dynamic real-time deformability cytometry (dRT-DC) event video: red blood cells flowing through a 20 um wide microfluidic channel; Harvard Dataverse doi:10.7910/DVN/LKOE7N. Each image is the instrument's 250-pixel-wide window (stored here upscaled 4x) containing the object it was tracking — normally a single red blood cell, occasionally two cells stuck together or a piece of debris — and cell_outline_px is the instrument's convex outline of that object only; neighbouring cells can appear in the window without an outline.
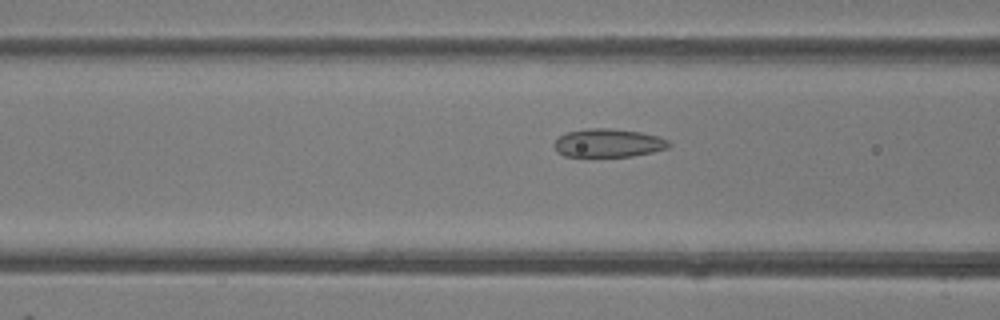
{"species": "common noctule bat (a hibernating species)", "species_latin": "Nyctalus noctula", "temperature_condition": "room temperature", "stored_images_in_passage": 50, "camera_frame_rate_fps": 3000, "um_per_image_px": 0.085, "animal": {"sex": "female"}, "frame": {"image": 1, "passage_image": 20, "time_ms": 6.333, "image_size_px": [1000, 320], "cell_outline_px": [[672, 144], [668, 148], [652, 152], [632, 156], [564, 156], [556, 152], [552, 144], [560, 136], [568, 132], [588, 128], [612, 128], [640, 132], [656, 136], [668, 140]], "centroid_in_image_um": [51.69, 12.15], "position_along_channel_um": 114.9, "area_um2": 18.96}}
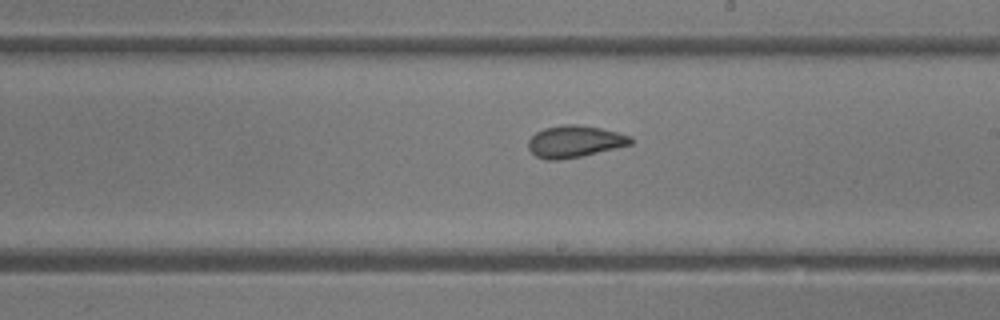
{"frame": {"image": 2, "passage_image": 29, "time_ms": 9.333, "image_size_px": [1000, 320], "cell_outline_px": [[632, 144], [616, 148], [580, 156], [560, 160], [544, 160], [536, 156], [528, 148], [528, 140], [536, 132], [544, 128], [564, 124], [576, 124], [600, 128], [632, 136]], "centroid_in_image_um": [48.83, 12.03], "position_along_channel_um": 240.2, "area_um2": 18.96}}
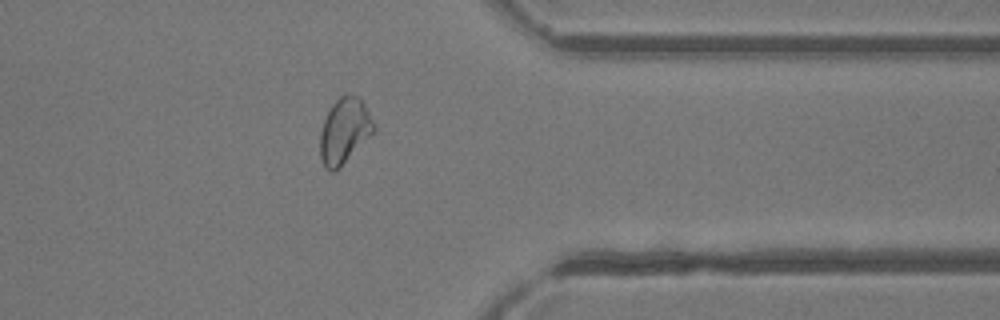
{"frame": {"image": 3, "passage_image": 40, "time_ms": 13.0, "image_size_px": [1000, 320], "cell_outline_px": [[376, 128], [340, 168], [336, 172], [332, 172], [324, 168], [320, 156], [320, 132], [324, 120], [332, 104], [340, 96], [348, 92], [356, 96], [364, 104]], "centroid_in_image_um": [29.24, 11.14], "position_along_channel_um": 382.2, "area_um2": 20.29}, "authors_computed_cell_mechanics": {"area_um2": 20.7213, "velocity_mm_per_s": 4.161, "shape_relaxation_time_tau1_ms": null, "shape_relaxation_time_tau2_ms": 1.0483, "deformation_change_tau1": null, "deformation_change_tau2": 0.0533}}